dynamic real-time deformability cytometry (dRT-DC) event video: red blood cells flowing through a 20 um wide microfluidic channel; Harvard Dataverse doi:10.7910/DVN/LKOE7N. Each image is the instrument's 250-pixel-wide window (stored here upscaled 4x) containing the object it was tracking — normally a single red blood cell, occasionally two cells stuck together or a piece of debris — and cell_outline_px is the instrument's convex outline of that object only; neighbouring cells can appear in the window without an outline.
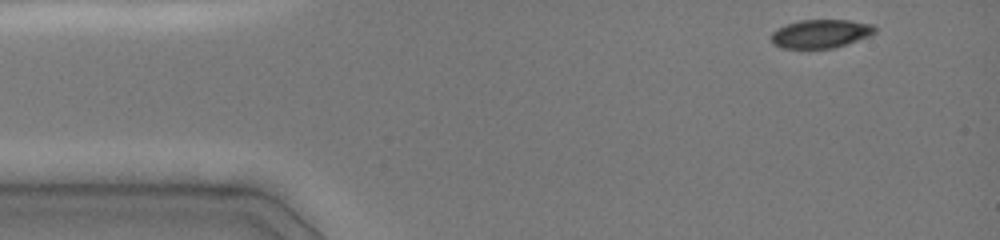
{"species": "common noctule bat (a hibernating species)", "species_latin": "Nyctalus noctula", "temperature_condition": "cold", "stored_images_in_passage": 39, "camera_frame_rate_fps": 3000, "um_per_image_px": 0.085, "animal": {"sex": "female", "body_mass_g": 19.0, "forearm_length_mm": 51.5}, "frame": {"image": 1, "passage_image": 1, "time_ms": 0.0, "image_size_px": [1000, 240], "cell_outline_px": [[876, 32], [868, 36], [832, 48], [780, 48], [772, 44], [772, 32], [776, 28], [800, 20], [848, 20], [872, 24], [876, 28]], "centroid_in_image_um": [69.72, 2.86], "position_along_channel_um": 15.3, "area_um2": 17.05}}
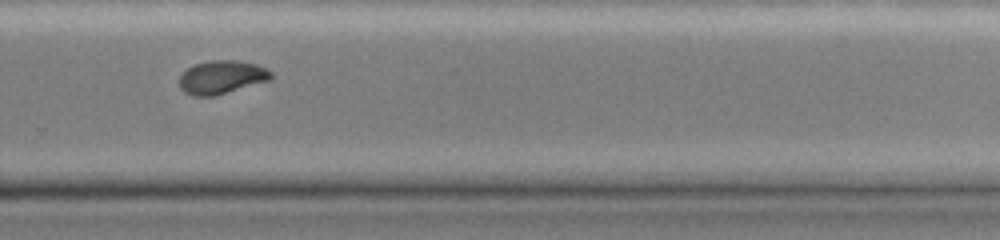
{"frame": {"image": 2, "passage_image": 29, "time_ms": 9.333, "image_size_px": [1000, 240], "cell_outline_px": [[272, 80], [216, 96], [192, 96], [184, 92], [180, 88], [180, 76], [188, 68], [196, 64], [212, 60], [236, 60], [256, 64], [272, 72]], "centroid_in_image_um": [18.87, 6.58], "position_along_channel_um": 310.9, "area_um2": 17.92}}
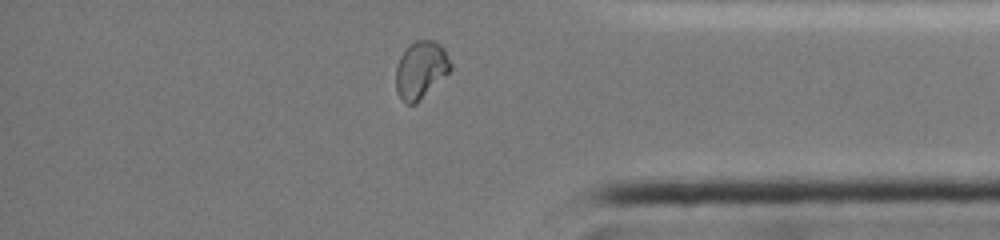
{"frame": {"image": 3, "passage_image": 36, "time_ms": 11.667, "image_size_px": [1000, 240], "cell_outline_px": [[452, 68], [416, 104], [408, 104], [400, 96], [396, 88], [396, 68], [400, 56], [416, 40], [432, 40], [440, 44], [444, 48], [452, 64]], "centroid_in_image_um": [35.78, 5.92], "position_along_channel_um": 399.4, "area_um2": 17.86}, "authors_computed_cell_mechanics": {"area_um2": 18.4382, "velocity_mm_per_s": 4.0535, "shape_relaxation_time_tau1_ms": 8.1397, "shape_relaxation_time_tau2_ms": 1.7875, "deformation_change_tau1": 0.1977, "deformation_change_tau2": 0.029}}